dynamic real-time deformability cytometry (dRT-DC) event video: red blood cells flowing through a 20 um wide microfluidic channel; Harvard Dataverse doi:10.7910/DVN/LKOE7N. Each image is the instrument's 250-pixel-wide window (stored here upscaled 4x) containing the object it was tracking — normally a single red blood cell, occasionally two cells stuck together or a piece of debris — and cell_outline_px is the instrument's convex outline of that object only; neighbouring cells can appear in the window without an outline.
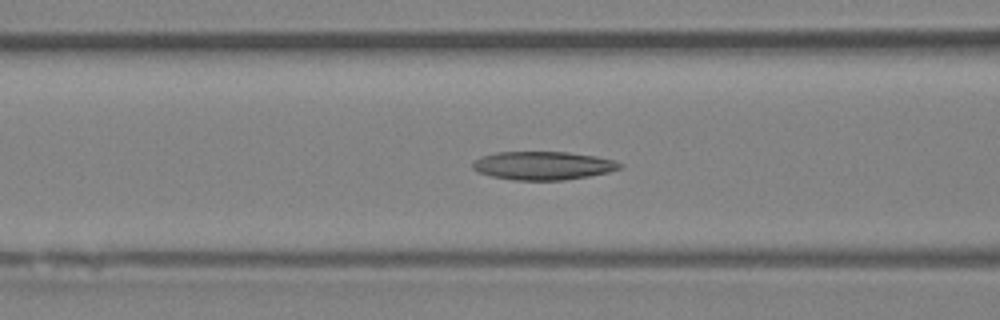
{"species": "Egyptian fruit bat (a non-hibernating species)", "species_latin": "Rousettus aegyptiacus", "temperature_condition": "room temperature", "stored_images_in_passage": 39, "camera_frame_rate_fps": 3000, "um_per_image_px": 0.085, "animal": {"sex": "female"}, "frame": {"image": 1, "passage_image": 7, "time_ms": 2.0, "image_size_px": [1000, 320], "cell_outline_px": [[624, 168], [608, 172], [588, 176], [564, 180], [512, 180], [492, 176], [480, 172], [472, 168], [472, 164], [480, 156], [496, 152], [568, 152], [596, 156], [616, 160], [624, 164]], "centroid_in_image_um": [46.21, 14.07], "position_along_channel_um": 120.4, "area_um2": 24.45}}
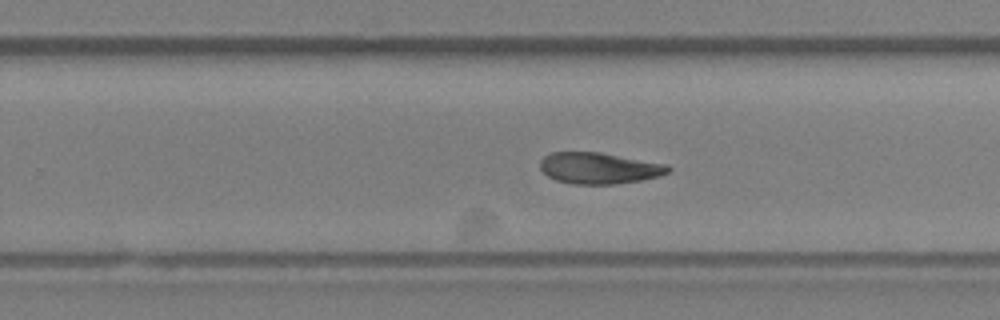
{"frame": {"image": 2, "passage_image": 19, "time_ms": 6.0, "image_size_px": [1000, 320], "cell_outline_px": [[672, 168], [668, 172], [656, 176], [640, 180], [612, 184], [572, 184], [556, 180], [548, 176], [540, 168], [540, 160], [544, 156], [552, 152], [600, 152], [668, 164]], "centroid_in_image_um": [50.9, 14.28], "position_along_channel_um": 278.9, "area_um2": 23.24}}
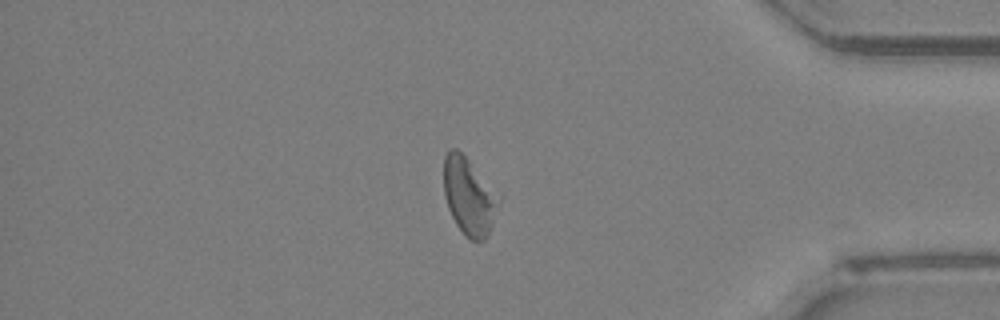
{"frame": {"image": 3, "passage_image": 30, "time_ms": 9.667, "image_size_px": [1000, 320], "cell_outline_px": [[500, 200], [492, 224], [484, 240], [472, 240], [464, 236], [456, 224], [448, 208], [444, 196], [444, 156], [448, 148], [456, 148], [468, 160], [500, 196]], "centroid_in_image_um": [39.84, 16.68], "position_along_channel_um": 395.4, "area_um2": 24.39}}